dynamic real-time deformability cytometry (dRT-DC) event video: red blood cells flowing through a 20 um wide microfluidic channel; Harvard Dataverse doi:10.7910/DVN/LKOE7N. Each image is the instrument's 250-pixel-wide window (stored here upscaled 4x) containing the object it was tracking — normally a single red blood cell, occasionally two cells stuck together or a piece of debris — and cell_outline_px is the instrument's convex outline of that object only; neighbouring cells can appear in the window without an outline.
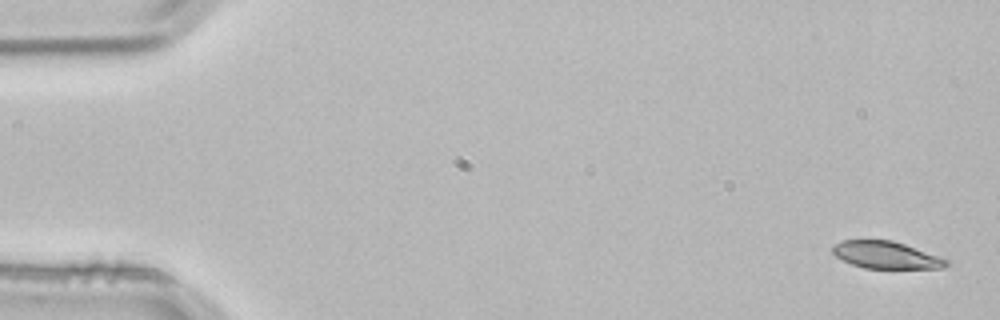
{"species": "common noctule bat (a hibernating species)", "species_latin": "Nyctalus noctula", "temperature_condition": "room temperature", "stored_images_in_passage": 4, "camera_frame_rate_fps": 3000, "um_per_image_px": 0.085, "animal": {"sex": "male", "body_mass_g": 21.5, "forearm_length_mm": 52.0}, "frame": {"image": 1, "passage_image": 1, "time_ms": 0.0, "image_size_px": [1000, 320], "cell_outline_px": [[948, 264], [944, 268], [864, 268], [852, 264], [836, 256], [832, 252], [832, 248], [836, 244], [844, 240], [892, 240], [904, 244], [948, 260]], "centroid_in_image_um": [75.3, 21.68], "position_along_channel_um": 9.7, "area_um2": 17.63}}
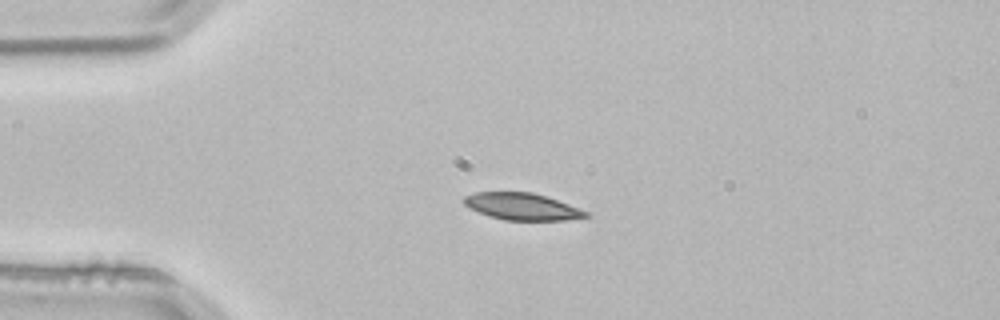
{"frame": {"image": 2, "passage_image": 3, "time_ms": 0.667, "image_size_px": [1000, 320], "cell_outline_px": [[588, 216], [564, 220], [504, 220], [480, 212], [464, 204], [464, 196], [472, 192], [532, 192], [568, 204], [588, 212]], "centroid_in_image_um": [44.35, 17.54], "position_along_channel_um": 40.6, "area_um2": 18.67}}
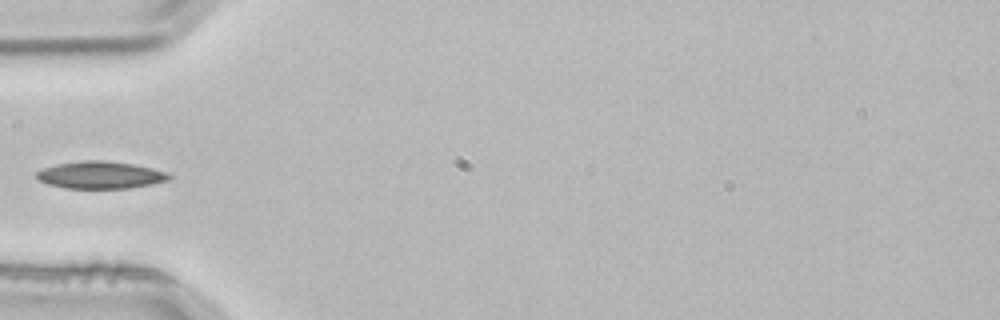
{"frame": {"image": 3, "passage_image": 4, "time_ms": 1.0, "image_size_px": [1000, 320], "cell_outline_px": [[172, 176], [168, 180], [152, 184], [128, 188], [64, 188], [48, 184], [40, 180], [36, 176], [36, 172], [44, 168], [56, 164], [84, 160], [104, 160], [132, 164], [152, 168], [164, 172]], "centroid_in_image_um": [8.51, 14.87], "position_along_channel_um": 76.5, "area_um2": 20.87}}